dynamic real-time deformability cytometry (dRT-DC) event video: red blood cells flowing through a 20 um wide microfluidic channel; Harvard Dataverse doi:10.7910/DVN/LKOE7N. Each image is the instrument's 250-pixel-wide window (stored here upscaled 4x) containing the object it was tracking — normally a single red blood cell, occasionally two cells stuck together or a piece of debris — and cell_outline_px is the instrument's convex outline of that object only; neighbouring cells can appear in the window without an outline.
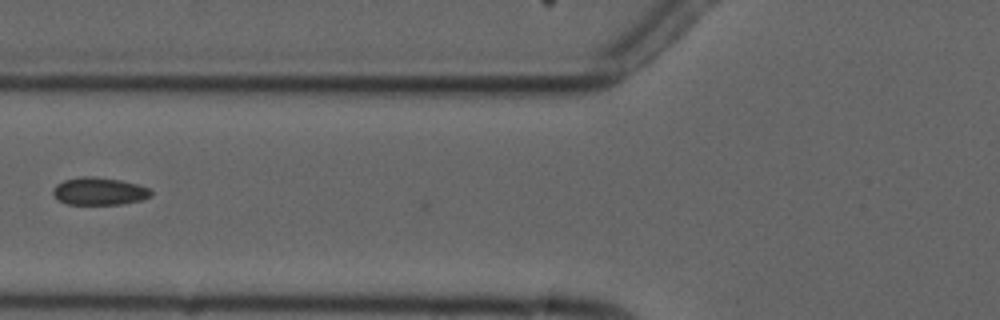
{"species": "common noctule bat (a hibernating species)", "species_latin": "Nyctalus noctula", "temperature_condition": "cold", "stored_images_in_passage": 6, "camera_frame_rate_fps": 3000, "um_per_image_px": 0.085, "animal": {"sex": "male", "forearm_length_mm": 52.5}, "frame": {"image": 1, "passage_image": 6, "time_ms": 5.667, "image_size_px": [1000, 320], "cell_outline_px": [[152, 196], [140, 200], [120, 204], [68, 204], [60, 200], [52, 192], [52, 188], [56, 184], [64, 180], [84, 176], [92, 176], [120, 180], [136, 184], [148, 188], [152, 192]], "centroid_in_image_um": [8.42, 16.25], "position_along_channel_um": 117.4, "area_um2": 15.55}}